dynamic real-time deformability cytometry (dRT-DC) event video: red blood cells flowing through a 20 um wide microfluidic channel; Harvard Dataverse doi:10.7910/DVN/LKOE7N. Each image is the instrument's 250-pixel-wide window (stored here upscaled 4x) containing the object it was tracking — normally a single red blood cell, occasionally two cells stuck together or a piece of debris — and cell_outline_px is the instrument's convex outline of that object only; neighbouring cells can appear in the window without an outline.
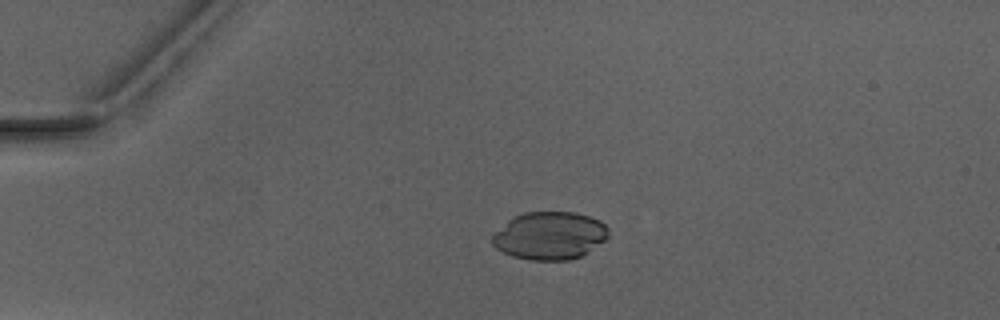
{"species": "Egyptian fruit bat (a non-hibernating species)", "species_latin": "Rousettus aegyptiacus", "temperature_condition": "warm", "stored_images_in_passage": 1, "camera_frame_rate_fps": 3000, "um_per_image_px": 0.085, "animal": {"sex": "male"}, "frame": {"image": 1, "passage_image": 1, "time_ms": 0.0, "image_size_px": [1000, 320], "cell_outline_px": [[608, 236], [604, 240], [580, 256], [568, 260], [532, 260], [512, 256], [496, 248], [492, 244], [492, 236], [508, 220], [524, 212], [576, 212], [600, 220], [608, 228]], "centroid_in_image_um": [46.72, 20.02], "position_along_channel_um": 38.3, "area_um2": 32.02}}